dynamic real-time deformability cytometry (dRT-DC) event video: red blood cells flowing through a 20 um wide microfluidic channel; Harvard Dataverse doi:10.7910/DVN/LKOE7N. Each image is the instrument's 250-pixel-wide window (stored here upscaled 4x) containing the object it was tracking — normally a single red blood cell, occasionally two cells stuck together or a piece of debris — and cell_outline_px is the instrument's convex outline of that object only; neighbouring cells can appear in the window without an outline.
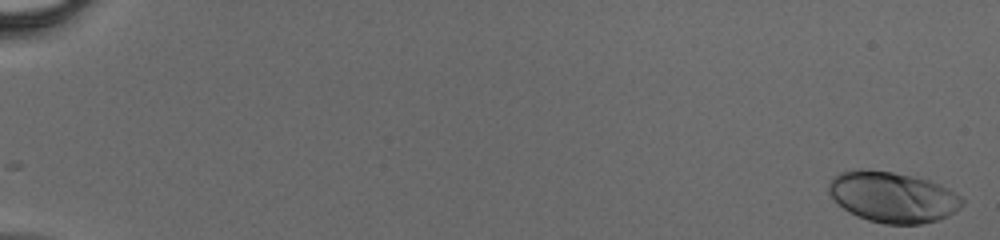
{"species": "human", "species_latin": "Homo sapiens", "temperature_condition": "cold", "stored_images_in_passage": 38, "camera_frame_rate_fps": 3000, "um_per_image_px": 0.085, "donor": {"sex": "male"}, "frame": {"image": 1, "passage_image": 1, "time_ms": 0.0, "image_size_px": [1000, 240], "cell_outline_px": [[964, 204], [960, 208], [948, 216], [940, 220], [920, 224], [884, 224], [868, 220], [856, 216], [844, 208], [828, 192], [828, 184], [832, 176], [840, 172], [860, 168], [892, 172], [928, 180], [940, 184], [948, 188], [960, 196], [964, 200]], "centroid_in_image_um": [75.89, 16.75], "position_along_channel_um": 9.1, "area_um2": 39.54}}
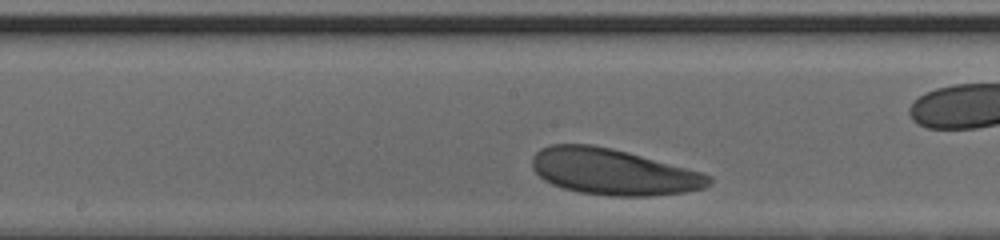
{"frame": {"image": 2, "passage_image": 24, "time_ms": 7.667, "image_size_px": [1000, 240], "cell_outline_px": [[712, 184], [704, 188], [684, 192], [652, 196], [608, 196], [580, 192], [564, 188], [552, 184], [544, 180], [532, 168], [532, 156], [540, 148], [552, 144], [592, 144], [612, 148], [628, 152], [700, 172], [708, 176], [712, 180]], "centroid_in_image_um": [52.09, 14.6], "position_along_channel_um": 196.1, "area_um2": 47.34}}
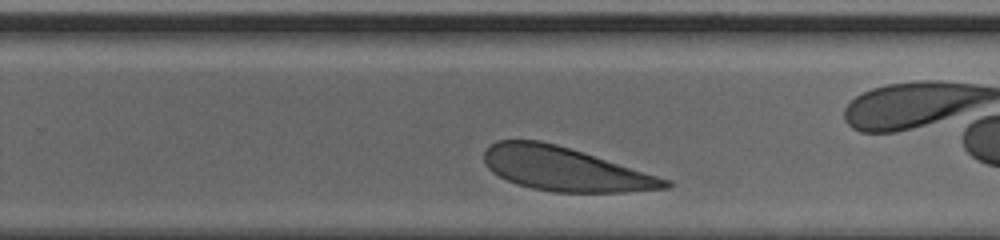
{"frame": {"image": 3, "passage_image": 30, "time_ms": 9.667, "image_size_px": [1000, 240], "cell_outline_px": [[672, 184], [668, 188], [624, 192], [552, 192], [532, 188], [516, 184], [492, 172], [488, 168], [484, 160], [484, 152], [488, 144], [496, 140], [540, 140], [556, 144], [672, 180]], "centroid_in_image_um": [47.99, 14.37], "position_along_channel_um": 281.8, "area_um2": 45.95}}